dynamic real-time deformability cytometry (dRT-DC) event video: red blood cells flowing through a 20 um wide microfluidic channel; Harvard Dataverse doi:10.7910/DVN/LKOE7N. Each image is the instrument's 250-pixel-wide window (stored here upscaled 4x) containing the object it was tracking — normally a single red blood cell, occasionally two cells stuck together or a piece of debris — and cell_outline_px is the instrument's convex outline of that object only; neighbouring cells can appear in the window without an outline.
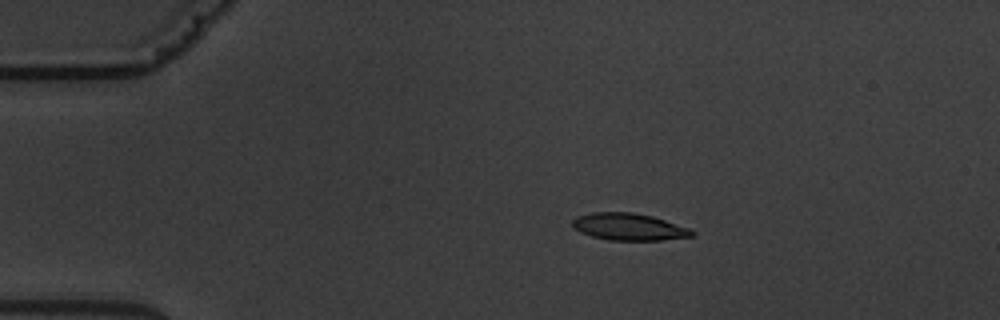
{"species": "common noctule bat (a hibernating species)", "species_latin": "Nyctalus noctula", "temperature_condition": "warm", "stored_images_in_passage": 5, "camera_frame_rate_fps": 3000, "um_per_image_px": 0.085, "animal": {"sex": "male", "body_mass_g": 19.5, "forearm_length_mm": 54.6}, "frame": {"image": 1, "passage_image": 4, "time_ms": 3.667, "image_size_px": [1000, 320], "cell_outline_px": [[696, 232], [692, 236], [660, 240], [608, 240], [592, 236], [580, 232], [572, 228], [572, 220], [576, 216], [592, 212], [632, 212], [652, 216], [692, 228]], "centroid_in_image_um": [53.45, 19.27], "position_along_channel_um": 31.5, "area_um2": 19.02}}